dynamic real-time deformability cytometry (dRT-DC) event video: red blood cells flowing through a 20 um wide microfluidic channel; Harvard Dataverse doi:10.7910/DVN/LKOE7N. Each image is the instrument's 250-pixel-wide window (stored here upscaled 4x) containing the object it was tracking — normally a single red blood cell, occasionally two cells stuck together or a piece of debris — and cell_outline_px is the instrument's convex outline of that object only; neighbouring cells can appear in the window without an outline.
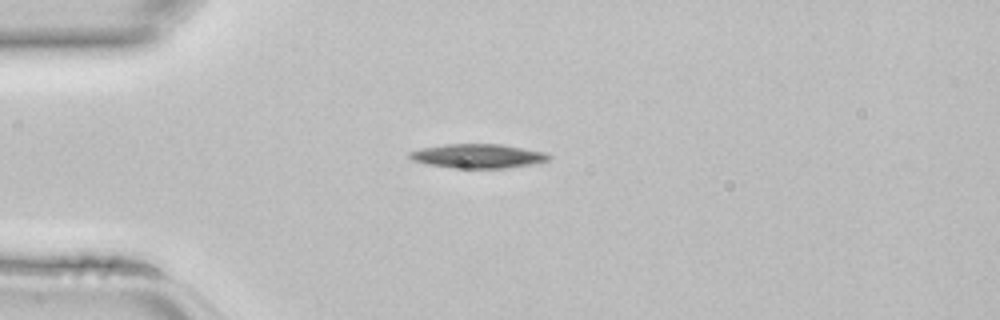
{"species": "common noctule bat (a hibernating species)", "species_latin": "Nyctalus noctula", "temperature_condition": "room temperature", "stored_images_in_passage": 34, "camera_frame_rate_fps": 3000, "um_per_image_px": 0.085, "animal": {"sex": "female", "body_mass_g": 22.7, "forearm_length_mm": 54.2}, "frame": {"image": 1, "passage_image": 1, "time_ms": 0.0, "image_size_px": [1000, 320], "cell_outline_px": [[552, 156], [548, 160], [532, 164], [508, 168], [452, 168], [428, 164], [412, 160], [408, 156], [408, 152], [420, 148], [444, 144], [500, 144], [544, 152]], "centroid_in_image_um": [40.59, 13.26], "position_along_channel_um": 44.4, "area_um2": 19.59}}
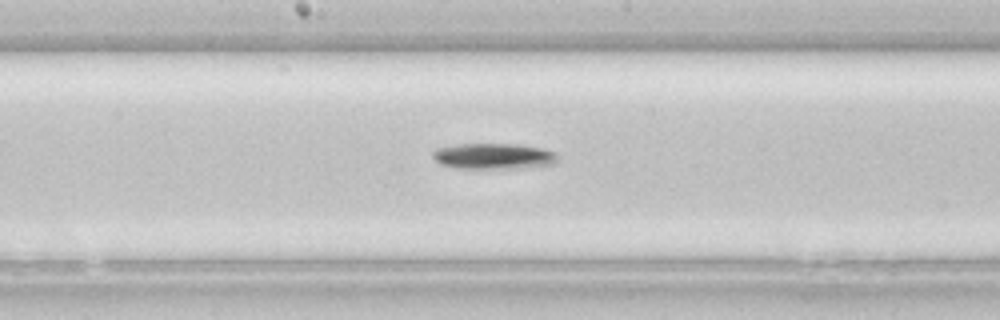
{"frame": {"image": 2, "passage_image": 13, "time_ms": 4.0, "image_size_px": [1000, 320], "cell_outline_px": [[556, 164], [520, 168], [456, 168], [440, 164], [432, 156], [432, 152], [436, 148], [456, 144], [520, 144], [544, 148], [556, 152]], "centroid_in_image_um": [41.96, 13.27], "position_along_channel_um": 206.2, "area_um2": 18.96}}
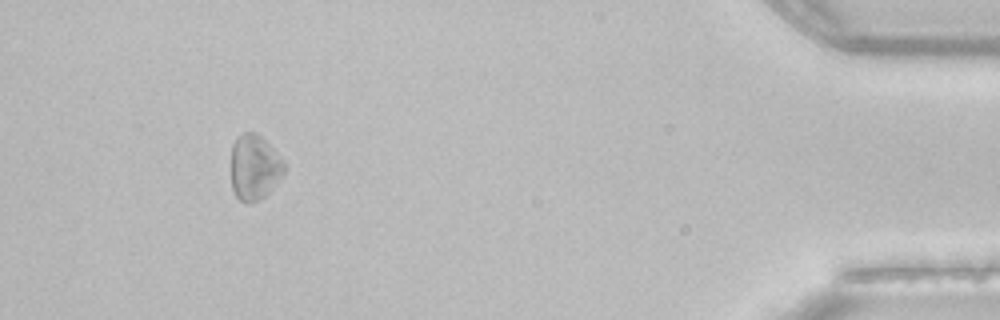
{"frame": {"image": 3, "passage_image": 31, "time_ms": 10.0, "image_size_px": [1000, 320], "cell_outline_px": [[288, 168], [268, 192], [264, 196], [248, 204], [244, 204], [236, 196], [232, 188], [232, 144], [236, 136], [244, 132], [256, 132], [284, 160]], "centroid_in_image_um": [21.63, 14.21], "position_along_channel_um": 413.6, "area_um2": 20.23}}